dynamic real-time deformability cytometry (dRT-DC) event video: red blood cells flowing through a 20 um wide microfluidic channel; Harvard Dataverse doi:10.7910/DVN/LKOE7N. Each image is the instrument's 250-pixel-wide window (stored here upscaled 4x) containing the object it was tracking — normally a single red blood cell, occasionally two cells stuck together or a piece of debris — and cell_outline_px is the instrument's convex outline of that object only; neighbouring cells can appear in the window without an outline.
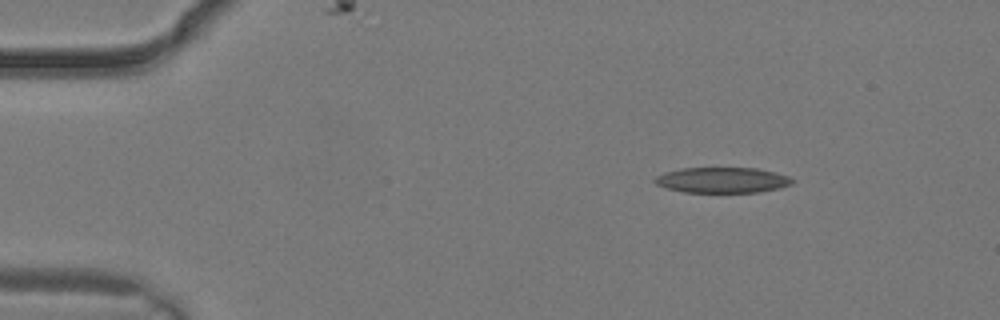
{"species": "common noctule bat (a hibernating species)", "species_latin": "Nyctalus noctula", "temperature_condition": "warm", "stored_images_in_passage": 2, "camera_frame_rate_fps": 3000, "um_per_image_px": 0.085, "animal": {"sex": "male", "body_mass_g": 19.2, "forearm_length_mm": 51.8}, "frame": {"image": 1, "passage_image": 1, "time_ms": 0.0, "image_size_px": [1000, 320], "cell_outline_px": [[796, 180], [792, 184], [780, 188], [760, 192], [684, 192], [668, 188], [656, 184], [652, 180], [656, 176], [664, 172], [680, 168], [756, 168], [776, 172], [788, 176]], "centroid_in_image_um": [61.41, 15.3], "position_along_channel_um": 23.6, "area_um2": 20.58}}